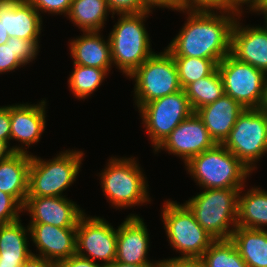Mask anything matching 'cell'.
Returning a JSON list of instances; mask_svg holds the SVG:
<instances>
[{
  "mask_svg": "<svg viewBox=\"0 0 267 267\" xmlns=\"http://www.w3.org/2000/svg\"><path fill=\"white\" fill-rule=\"evenodd\" d=\"M188 14L178 35L166 48L173 57H197L220 63L230 54L231 31L239 9L180 10Z\"/></svg>",
  "mask_w": 267,
  "mask_h": 267,
  "instance_id": "6da1fadb",
  "label": "cell"
},
{
  "mask_svg": "<svg viewBox=\"0 0 267 267\" xmlns=\"http://www.w3.org/2000/svg\"><path fill=\"white\" fill-rule=\"evenodd\" d=\"M152 10L137 14H118L109 33L111 60L128 77L153 53L144 21Z\"/></svg>",
  "mask_w": 267,
  "mask_h": 267,
  "instance_id": "7a4b0ae2",
  "label": "cell"
},
{
  "mask_svg": "<svg viewBox=\"0 0 267 267\" xmlns=\"http://www.w3.org/2000/svg\"><path fill=\"white\" fill-rule=\"evenodd\" d=\"M191 178L202 189L242 188L251 175L247 168L233 153L222 144H216L191 158L186 164Z\"/></svg>",
  "mask_w": 267,
  "mask_h": 267,
  "instance_id": "3957f363",
  "label": "cell"
},
{
  "mask_svg": "<svg viewBox=\"0 0 267 267\" xmlns=\"http://www.w3.org/2000/svg\"><path fill=\"white\" fill-rule=\"evenodd\" d=\"M240 189H204L184 204L194 214L198 224L213 239H231L232 233L237 227Z\"/></svg>",
  "mask_w": 267,
  "mask_h": 267,
  "instance_id": "277c9868",
  "label": "cell"
},
{
  "mask_svg": "<svg viewBox=\"0 0 267 267\" xmlns=\"http://www.w3.org/2000/svg\"><path fill=\"white\" fill-rule=\"evenodd\" d=\"M83 155L73 149L49 160L31 155L27 197H65L62 193L77 179Z\"/></svg>",
  "mask_w": 267,
  "mask_h": 267,
  "instance_id": "5b68a950",
  "label": "cell"
},
{
  "mask_svg": "<svg viewBox=\"0 0 267 267\" xmlns=\"http://www.w3.org/2000/svg\"><path fill=\"white\" fill-rule=\"evenodd\" d=\"M99 175L102 191L111 206L125 209L151 201L145 174L135 158L111 157Z\"/></svg>",
  "mask_w": 267,
  "mask_h": 267,
  "instance_id": "8992f818",
  "label": "cell"
},
{
  "mask_svg": "<svg viewBox=\"0 0 267 267\" xmlns=\"http://www.w3.org/2000/svg\"><path fill=\"white\" fill-rule=\"evenodd\" d=\"M135 81V104L139 109L143 104L182 90L177 66L167 49L153 53L129 76Z\"/></svg>",
  "mask_w": 267,
  "mask_h": 267,
  "instance_id": "52a82bcc",
  "label": "cell"
},
{
  "mask_svg": "<svg viewBox=\"0 0 267 267\" xmlns=\"http://www.w3.org/2000/svg\"><path fill=\"white\" fill-rule=\"evenodd\" d=\"M165 202L161 218L170 245L180 257H202L215 239L198 224L185 204Z\"/></svg>",
  "mask_w": 267,
  "mask_h": 267,
  "instance_id": "ba28073f",
  "label": "cell"
},
{
  "mask_svg": "<svg viewBox=\"0 0 267 267\" xmlns=\"http://www.w3.org/2000/svg\"><path fill=\"white\" fill-rule=\"evenodd\" d=\"M222 145L253 172L267 153V111L244 109Z\"/></svg>",
  "mask_w": 267,
  "mask_h": 267,
  "instance_id": "9c48e42d",
  "label": "cell"
},
{
  "mask_svg": "<svg viewBox=\"0 0 267 267\" xmlns=\"http://www.w3.org/2000/svg\"><path fill=\"white\" fill-rule=\"evenodd\" d=\"M138 110L154 150L194 112L183 89L143 104Z\"/></svg>",
  "mask_w": 267,
  "mask_h": 267,
  "instance_id": "30bf717a",
  "label": "cell"
},
{
  "mask_svg": "<svg viewBox=\"0 0 267 267\" xmlns=\"http://www.w3.org/2000/svg\"><path fill=\"white\" fill-rule=\"evenodd\" d=\"M217 68L224 84L225 94L245 109H259L264 94L266 73L228 54Z\"/></svg>",
  "mask_w": 267,
  "mask_h": 267,
  "instance_id": "8fae6325",
  "label": "cell"
},
{
  "mask_svg": "<svg viewBox=\"0 0 267 267\" xmlns=\"http://www.w3.org/2000/svg\"><path fill=\"white\" fill-rule=\"evenodd\" d=\"M86 216L79 219L76 227V254L109 265L116 260L117 229L104 218Z\"/></svg>",
  "mask_w": 267,
  "mask_h": 267,
  "instance_id": "7c38bea8",
  "label": "cell"
},
{
  "mask_svg": "<svg viewBox=\"0 0 267 267\" xmlns=\"http://www.w3.org/2000/svg\"><path fill=\"white\" fill-rule=\"evenodd\" d=\"M215 145L203 121L193 112L172 130L154 152L161 149L168 151L169 154L182 158L186 164L191 158Z\"/></svg>",
  "mask_w": 267,
  "mask_h": 267,
  "instance_id": "4fadbf2b",
  "label": "cell"
},
{
  "mask_svg": "<svg viewBox=\"0 0 267 267\" xmlns=\"http://www.w3.org/2000/svg\"><path fill=\"white\" fill-rule=\"evenodd\" d=\"M22 211L30 214L29 224H49L61 228L77 227L85 214L76 202L66 197H26Z\"/></svg>",
  "mask_w": 267,
  "mask_h": 267,
  "instance_id": "5bb4252c",
  "label": "cell"
},
{
  "mask_svg": "<svg viewBox=\"0 0 267 267\" xmlns=\"http://www.w3.org/2000/svg\"><path fill=\"white\" fill-rule=\"evenodd\" d=\"M149 233L140 216L130 214L117 228L116 260L124 264L160 265L149 261Z\"/></svg>",
  "mask_w": 267,
  "mask_h": 267,
  "instance_id": "9a60e30c",
  "label": "cell"
},
{
  "mask_svg": "<svg viewBox=\"0 0 267 267\" xmlns=\"http://www.w3.org/2000/svg\"><path fill=\"white\" fill-rule=\"evenodd\" d=\"M240 16L241 13L232 27L230 54L267 73V27H242Z\"/></svg>",
  "mask_w": 267,
  "mask_h": 267,
  "instance_id": "2e32d148",
  "label": "cell"
},
{
  "mask_svg": "<svg viewBox=\"0 0 267 267\" xmlns=\"http://www.w3.org/2000/svg\"><path fill=\"white\" fill-rule=\"evenodd\" d=\"M30 238L39 254L58 263L76 254V227L61 228L49 224H28Z\"/></svg>",
  "mask_w": 267,
  "mask_h": 267,
  "instance_id": "e0dca14e",
  "label": "cell"
},
{
  "mask_svg": "<svg viewBox=\"0 0 267 267\" xmlns=\"http://www.w3.org/2000/svg\"><path fill=\"white\" fill-rule=\"evenodd\" d=\"M0 24L9 38L38 40L42 30V16L26 0L0 1Z\"/></svg>",
  "mask_w": 267,
  "mask_h": 267,
  "instance_id": "ac0fdd59",
  "label": "cell"
},
{
  "mask_svg": "<svg viewBox=\"0 0 267 267\" xmlns=\"http://www.w3.org/2000/svg\"><path fill=\"white\" fill-rule=\"evenodd\" d=\"M46 102L10 105V140L28 147L40 141L46 127Z\"/></svg>",
  "mask_w": 267,
  "mask_h": 267,
  "instance_id": "d6986e66",
  "label": "cell"
},
{
  "mask_svg": "<svg viewBox=\"0 0 267 267\" xmlns=\"http://www.w3.org/2000/svg\"><path fill=\"white\" fill-rule=\"evenodd\" d=\"M244 109L236 100L224 94L215 102L199 108L196 114L215 143L222 144Z\"/></svg>",
  "mask_w": 267,
  "mask_h": 267,
  "instance_id": "ffe728a7",
  "label": "cell"
},
{
  "mask_svg": "<svg viewBox=\"0 0 267 267\" xmlns=\"http://www.w3.org/2000/svg\"><path fill=\"white\" fill-rule=\"evenodd\" d=\"M105 41L100 31L83 32V35L71 40L69 45L73 64L111 70V49L109 38Z\"/></svg>",
  "mask_w": 267,
  "mask_h": 267,
  "instance_id": "44dd1931",
  "label": "cell"
},
{
  "mask_svg": "<svg viewBox=\"0 0 267 267\" xmlns=\"http://www.w3.org/2000/svg\"><path fill=\"white\" fill-rule=\"evenodd\" d=\"M31 153L15 152L0 161V191L13 196L22 206L28 196Z\"/></svg>",
  "mask_w": 267,
  "mask_h": 267,
  "instance_id": "7402d4cb",
  "label": "cell"
},
{
  "mask_svg": "<svg viewBox=\"0 0 267 267\" xmlns=\"http://www.w3.org/2000/svg\"><path fill=\"white\" fill-rule=\"evenodd\" d=\"M28 235L29 226L24 227L21 220L0 225V267L23 266L33 253L28 248Z\"/></svg>",
  "mask_w": 267,
  "mask_h": 267,
  "instance_id": "603a6c76",
  "label": "cell"
},
{
  "mask_svg": "<svg viewBox=\"0 0 267 267\" xmlns=\"http://www.w3.org/2000/svg\"><path fill=\"white\" fill-rule=\"evenodd\" d=\"M248 267H267V230L237 226L231 236Z\"/></svg>",
  "mask_w": 267,
  "mask_h": 267,
  "instance_id": "cb8c5ba5",
  "label": "cell"
},
{
  "mask_svg": "<svg viewBox=\"0 0 267 267\" xmlns=\"http://www.w3.org/2000/svg\"><path fill=\"white\" fill-rule=\"evenodd\" d=\"M243 188L238 193L237 226L264 230L267 226V191L252 187L242 195Z\"/></svg>",
  "mask_w": 267,
  "mask_h": 267,
  "instance_id": "d4e9b609",
  "label": "cell"
},
{
  "mask_svg": "<svg viewBox=\"0 0 267 267\" xmlns=\"http://www.w3.org/2000/svg\"><path fill=\"white\" fill-rule=\"evenodd\" d=\"M111 13L107 0H72L67 15L82 32L101 31Z\"/></svg>",
  "mask_w": 267,
  "mask_h": 267,
  "instance_id": "484cf974",
  "label": "cell"
},
{
  "mask_svg": "<svg viewBox=\"0 0 267 267\" xmlns=\"http://www.w3.org/2000/svg\"><path fill=\"white\" fill-rule=\"evenodd\" d=\"M38 41L10 37L7 43L0 45V74L14 71L36 59L40 48Z\"/></svg>",
  "mask_w": 267,
  "mask_h": 267,
  "instance_id": "4316f807",
  "label": "cell"
},
{
  "mask_svg": "<svg viewBox=\"0 0 267 267\" xmlns=\"http://www.w3.org/2000/svg\"><path fill=\"white\" fill-rule=\"evenodd\" d=\"M184 90L194 112L215 102L225 94L218 68L210 75L190 83Z\"/></svg>",
  "mask_w": 267,
  "mask_h": 267,
  "instance_id": "83f0119b",
  "label": "cell"
},
{
  "mask_svg": "<svg viewBox=\"0 0 267 267\" xmlns=\"http://www.w3.org/2000/svg\"><path fill=\"white\" fill-rule=\"evenodd\" d=\"M74 69L68 79L69 90L72 91L75 98L86 99L101 86L108 71L96 67H87L74 64Z\"/></svg>",
  "mask_w": 267,
  "mask_h": 267,
  "instance_id": "f1b7e54d",
  "label": "cell"
},
{
  "mask_svg": "<svg viewBox=\"0 0 267 267\" xmlns=\"http://www.w3.org/2000/svg\"><path fill=\"white\" fill-rule=\"evenodd\" d=\"M202 258L207 267H248L231 239L214 240Z\"/></svg>",
  "mask_w": 267,
  "mask_h": 267,
  "instance_id": "f546056e",
  "label": "cell"
},
{
  "mask_svg": "<svg viewBox=\"0 0 267 267\" xmlns=\"http://www.w3.org/2000/svg\"><path fill=\"white\" fill-rule=\"evenodd\" d=\"M177 66L179 81L184 90L190 83L210 75L218 63L212 59L197 57H173Z\"/></svg>",
  "mask_w": 267,
  "mask_h": 267,
  "instance_id": "4dcf8cb0",
  "label": "cell"
},
{
  "mask_svg": "<svg viewBox=\"0 0 267 267\" xmlns=\"http://www.w3.org/2000/svg\"><path fill=\"white\" fill-rule=\"evenodd\" d=\"M22 205L11 195L0 191V225L20 220Z\"/></svg>",
  "mask_w": 267,
  "mask_h": 267,
  "instance_id": "1f68e13d",
  "label": "cell"
},
{
  "mask_svg": "<svg viewBox=\"0 0 267 267\" xmlns=\"http://www.w3.org/2000/svg\"><path fill=\"white\" fill-rule=\"evenodd\" d=\"M180 10L235 9L232 0H179Z\"/></svg>",
  "mask_w": 267,
  "mask_h": 267,
  "instance_id": "d6a6232c",
  "label": "cell"
},
{
  "mask_svg": "<svg viewBox=\"0 0 267 267\" xmlns=\"http://www.w3.org/2000/svg\"><path fill=\"white\" fill-rule=\"evenodd\" d=\"M108 6L113 14H137L151 10L145 0H107Z\"/></svg>",
  "mask_w": 267,
  "mask_h": 267,
  "instance_id": "836d02e7",
  "label": "cell"
},
{
  "mask_svg": "<svg viewBox=\"0 0 267 267\" xmlns=\"http://www.w3.org/2000/svg\"><path fill=\"white\" fill-rule=\"evenodd\" d=\"M26 1L30 5H32L39 12V14L48 12V14H57V15L64 14L65 16L68 15L72 3V0H26Z\"/></svg>",
  "mask_w": 267,
  "mask_h": 267,
  "instance_id": "e575fe53",
  "label": "cell"
},
{
  "mask_svg": "<svg viewBox=\"0 0 267 267\" xmlns=\"http://www.w3.org/2000/svg\"><path fill=\"white\" fill-rule=\"evenodd\" d=\"M160 267H207L202 257H174L160 260Z\"/></svg>",
  "mask_w": 267,
  "mask_h": 267,
  "instance_id": "d590c367",
  "label": "cell"
},
{
  "mask_svg": "<svg viewBox=\"0 0 267 267\" xmlns=\"http://www.w3.org/2000/svg\"><path fill=\"white\" fill-rule=\"evenodd\" d=\"M57 267H103V265L74 254L71 257L58 262Z\"/></svg>",
  "mask_w": 267,
  "mask_h": 267,
  "instance_id": "8d00e7d4",
  "label": "cell"
},
{
  "mask_svg": "<svg viewBox=\"0 0 267 267\" xmlns=\"http://www.w3.org/2000/svg\"><path fill=\"white\" fill-rule=\"evenodd\" d=\"M10 105L0 106V139L10 143L11 135Z\"/></svg>",
  "mask_w": 267,
  "mask_h": 267,
  "instance_id": "74e56055",
  "label": "cell"
},
{
  "mask_svg": "<svg viewBox=\"0 0 267 267\" xmlns=\"http://www.w3.org/2000/svg\"><path fill=\"white\" fill-rule=\"evenodd\" d=\"M9 146L10 144L7 141L0 139V161L7 159L15 152H22V153H27V154L29 152L27 151V148L24 145L23 146L21 145V147H20V144L19 146H12V147H9Z\"/></svg>",
  "mask_w": 267,
  "mask_h": 267,
  "instance_id": "f35d334b",
  "label": "cell"
},
{
  "mask_svg": "<svg viewBox=\"0 0 267 267\" xmlns=\"http://www.w3.org/2000/svg\"><path fill=\"white\" fill-rule=\"evenodd\" d=\"M22 267H57V264L32 253V255L24 262Z\"/></svg>",
  "mask_w": 267,
  "mask_h": 267,
  "instance_id": "ab89813d",
  "label": "cell"
},
{
  "mask_svg": "<svg viewBox=\"0 0 267 267\" xmlns=\"http://www.w3.org/2000/svg\"><path fill=\"white\" fill-rule=\"evenodd\" d=\"M145 2L152 9L155 7H162L171 10H179V0H145Z\"/></svg>",
  "mask_w": 267,
  "mask_h": 267,
  "instance_id": "60d3db41",
  "label": "cell"
},
{
  "mask_svg": "<svg viewBox=\"0 0 267 267\" xmlns=\"http://www.w3.org/2000/svg\"><path fill=\"white\" fill-rule=\"evenodd\" d=\"M234 4L235 9H239L241 12L243 11L242 6L244 4L247 5V7L250 9V11H253L263 0H232ZM249 4V5H248Z\"/></svg>",
  "mask_w": 267,
  "mask_h": 267,
  "instance_id": "b9f144b4",
  "label": "cell"
},
{
  "mask_svg": "<svg viewBox=\"0 0 267 267\" xmlns=\"http://www.w3.org/2000/svg\"><path fill=\"white\" fill-rule=\"evenodd\" d=\"M103 267H160V265H140V264H124L121 262L114 261L109 265Z\"/></svg>",
  "mask_w": 267,
  "mask_h": 267,
  "instance_id": "7bdbcfd3",
  "label": "cell"
},
{
  "mask_svg": "<svg viewBox=\"0 0 267 267\" xmlns=\"http://www.w3.org/2000/svg\"><path fill=\"white\" fill-rule=\"evenodd\" d=\"M261 109L267 111V73L264 82V94L261 102Z\"/></svg>",
  "mask_w": 267,
  "mask_h": 267,
  "instance_id": "ee69618b",
  "label": "cell"
},
{
  "mask_svg": "<svg viewBox=\"0 0 267 267\" xmlns=\"http://www.w3.org/2000/svg\"><path fill=\"white\" fill-rule=\"evenodd\" d=\"M8 39L9 35L7 31H5L2 25L0 24V45L7 43Z\"/></svg>",
  "mask_w": 267,
  "mask_h": 267,
  "instance_id": "f6af8a7d",
  "label": "cell"
},
{
  "mask_svg": "<svg viewBox=\"0 0 267 267\" xmlns=\"http://www.w3.org/2000/svg\"><path fill=\"white\" fill-rule=\"evenodd\" d=\"M253 11H267V0H263Z\"/></svg>",
  "mask_w": 267,
  "mask_h": 267,
  "instance_id": "bcb514c9",
  "label": "cell"
},
{
  "mask_svg": "<svg viewBox=\"0 0 267 267\" xmlns=\"http://www.w3.org/2000/svg\"><path fill=\"white\" fill-rule=\"evenodd\" d=\"M252 12H258V14L261 12V14H263V15H265L264 16V19H265V25H266V27H267V11H252Z\"/></svg>",
  "mask_w": 267,
  "mask_h": 267,
  "instance_id": "7dc6e473",
  "label": "cell"
}]
</instances>
